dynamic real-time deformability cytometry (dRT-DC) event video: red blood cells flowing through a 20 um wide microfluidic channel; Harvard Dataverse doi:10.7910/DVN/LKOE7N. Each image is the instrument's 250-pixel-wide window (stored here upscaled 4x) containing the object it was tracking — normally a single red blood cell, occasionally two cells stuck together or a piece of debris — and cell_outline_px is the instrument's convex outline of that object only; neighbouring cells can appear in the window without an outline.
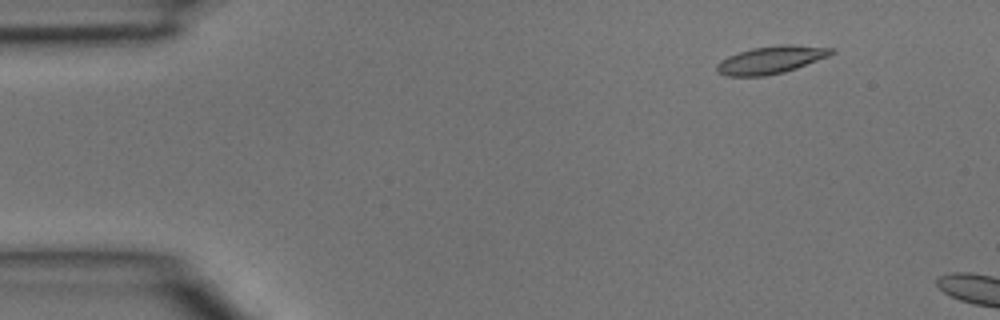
{"species": "common noctule bat (a hibernating species)", "species_latin": "Nyctalus noctula", "temperature_condition": "room temperature", "stored_images_in_passage": 3, "camera_frame_rate_fps": 3000, "um_per_image_px": 0.085, "animal": {"sex": "male", "body_mass_g": 15.6}, "frame": {"image": 1, "passage_image": 2, "time_ms": 0.333, "image_size_px": [1000, 320], "cell_outline_px": [[836, 52], [828, 56], [796, 68], [784, 72], [764, 76], [728, 76], [716, 72], [716, 64], [720, 60], [728, 56], [752, 48], [780, 44], [792, 44], [836, 48]], "centroid_in_image_um": [65.54, 5.08], "position_along_channel_um": 19.5, "area_um2": 18.5}}